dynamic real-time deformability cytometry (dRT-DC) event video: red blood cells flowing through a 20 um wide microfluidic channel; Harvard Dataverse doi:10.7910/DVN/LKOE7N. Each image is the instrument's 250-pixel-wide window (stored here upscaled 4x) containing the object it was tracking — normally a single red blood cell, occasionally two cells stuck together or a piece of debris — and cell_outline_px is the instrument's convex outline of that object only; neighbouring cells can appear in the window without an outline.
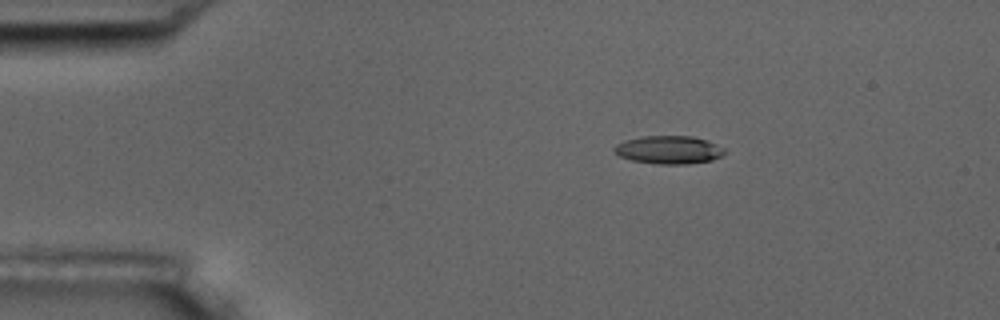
{"species": "common noctule bat (a hibernating species)", "species_latin": "Nyctalus noctula", "temperature_condition": "room temperature", "stored_images_in_passage": 4, "camera_frame_rate_fps": 3000, "um_per_image_px": 0.085, "animal": {"sex": "male", "body_mass_g": 17.5, "forearm_length_mm": 52.3}, "frame": {"image": 1, "passage_image": 2, "time_ms": 1.0, "image_size_px": [1000, 320], "cell_outline_px": [[728, 152], [724, 156], [712, 160], [688, 164], [656, 164], [632, 160], [620, 156], [612, 152], [612, 148], [616, 144], [624, 140], [640, 136], [692, 136], [708, 140], [724, 148]], "centroid_in_image_um": [56.86, 12.73], "position_along_channel_um": 28.1, "area_um2": 18.44}}